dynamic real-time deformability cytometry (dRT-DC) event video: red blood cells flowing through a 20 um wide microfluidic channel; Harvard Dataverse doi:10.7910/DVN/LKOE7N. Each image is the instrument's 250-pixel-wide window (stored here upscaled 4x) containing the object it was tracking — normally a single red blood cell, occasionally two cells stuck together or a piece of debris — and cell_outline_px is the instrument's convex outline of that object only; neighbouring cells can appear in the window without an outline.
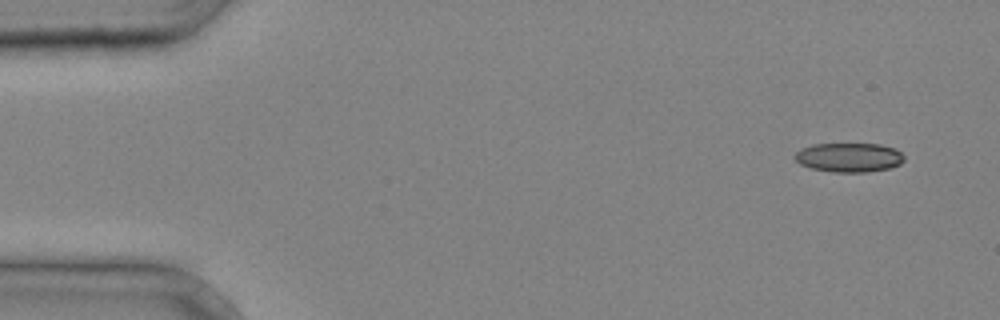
{"species": "common noctule bat (a hibernating species)", "species_latin": "Nyctalus noctula", "temperature_condition": "cold", "stored_images_in_passage": 3, "camera_frame_rate_fps": 3000, "um_per_image_px": 0.085, "animal": {"sex": "male", "body_mass_g": 20.4}, "frame": {"image": 1, "passage_image": 1, "time_ms": 0.0, "image_size_px": [1000, 320], "cell_outline_px": [[904, 160], [900, 164], [888, 168], [864, 172], [832, 172], [812, 168], [800, 164], [792, 156], [796, 152], [812, 144], [880, 144], [896, 148], [904, 156]], "centroid_in_image_um": [72.17, 13.37], "position_along_channel_um": 12.8, "area_um2": 18.55}}